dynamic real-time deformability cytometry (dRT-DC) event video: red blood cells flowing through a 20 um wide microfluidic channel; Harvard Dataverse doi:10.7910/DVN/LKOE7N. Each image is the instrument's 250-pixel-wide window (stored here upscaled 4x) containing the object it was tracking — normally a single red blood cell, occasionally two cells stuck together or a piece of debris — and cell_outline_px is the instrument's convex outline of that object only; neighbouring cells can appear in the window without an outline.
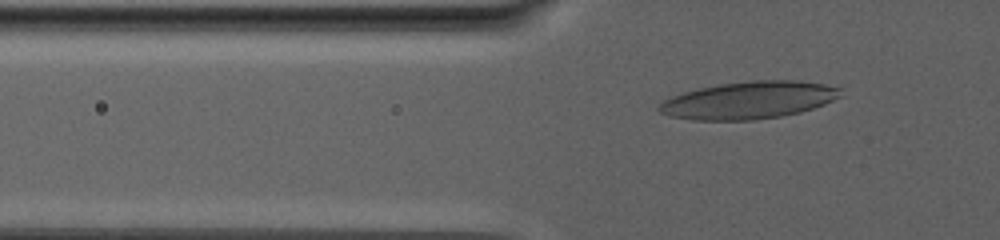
{"species": "human", "species_latin": "Homo sapiens", "temperature_condition": "warm", "stored_images_in_passage": 80, "camera_frame_rate_fps": 3000, "um_per_image_px": 0.085, "donor": {"sex": "male"}, "frame": {"image": 1, "passage_image": 21, "time_ms": 6.667, "image_size_px": [1000, 240], "cell_outline_px": [[844, 96], [824, 104], [800, 112], [780, 116], [752, 120], [692, 120], [668, 116], [660, 112], [656, 108], [664, 100], [672, 96], [684, 92], [700, 88], [720, 84], [752, 80], [796, 80], [824, 84], [840, 88]], "centroid_in_image_um": [63.66, 8.51], "position_along_channel_um": 62.1, "area_um2": 39.54}}
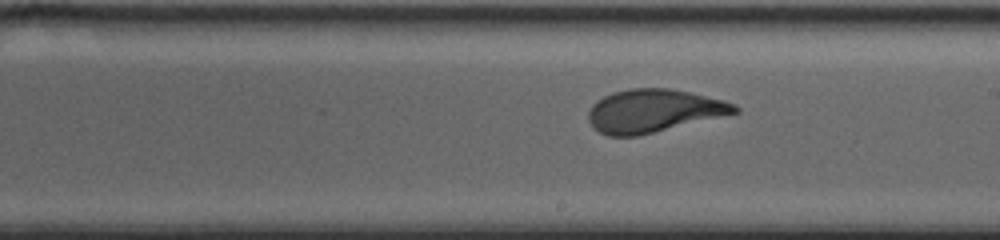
{"frame": {"image": 2, "passage_image": 45, "time_ms": 14.667, "image_size_px": [1000, 240], "cell_outline_px": [[740, 112], [636, 136], [608, 136], [600, 132], [588, 120], [588, 112], [592, 104], [596, 100], [612, 92], [628, 88], [668, 88], [688, 92], [724, 100], [736, 104], [740, 108]], "centroid_in_image_um": [55.55, 9.41], "position_along_channel_um": 233.5, "area_um2": 36.47}}
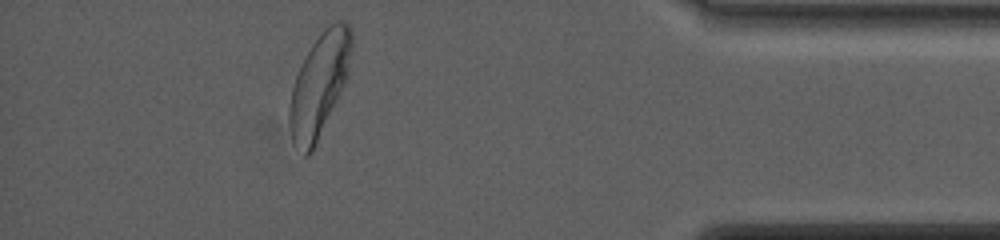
{"frame": {"image": 3, "passage_image": 72, "time_ms": 23.667, "image_size_px": [1000, 240], "cell_outline_px": [[352, 48], [348, 76], [316, 144], [312, 152], [308, 156], [304, 156], [292, 140], [288, 124], [288, 104], [292, 88], [296, 76], [312, 44], [324, 28], [336, 20], [344, 20], [352, 28]], "centroid_in_image_um": [27.14, 7.2], "position_along_channel_um": 408.1, "area_um2": 37.28}, "authors_computed_cell_mechanics": {"area_um2": 37.4544, "velocity_mm_per_s": 2.3104, "shape_relaxation_time_tau1_ms": 7.4206, "shape_relaxation_time_tau2_ms": null, "deformation_change_tau1": 0.223, "deformation_change_tau2": null}}